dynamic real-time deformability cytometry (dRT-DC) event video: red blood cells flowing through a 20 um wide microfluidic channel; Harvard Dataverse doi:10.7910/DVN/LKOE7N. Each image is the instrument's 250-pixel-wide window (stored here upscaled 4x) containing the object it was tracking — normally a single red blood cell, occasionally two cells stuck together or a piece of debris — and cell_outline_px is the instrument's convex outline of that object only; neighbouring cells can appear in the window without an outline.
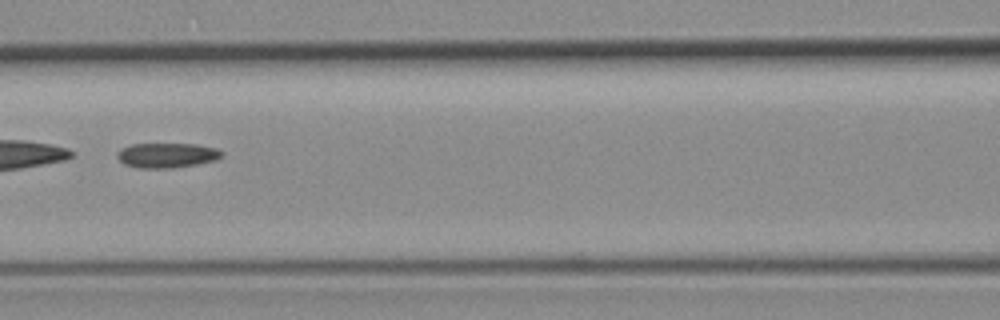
{"species": "common noctule bat (a hibernating species)", "species_latin": "Nyctalus noctula", "temperature_condition": "room temperature", "stored_images_in_passage": 51, "segment_of_instrument_passage": [2, 2], "camera_frame_rate_fps": 3000, "um_per_image_px": 0.085, "animal": {"sex": "female", "body_mass_g": 19.3, "forearm_length_mm": 54.1}, "frame": {"image": 1, "passage_image": 24, "time_ms": 7.667, "image_size_px": [1000, 320], "cell_outline_px": [[224, 152], [216, 160], [196, 164], [172, 168], [140, 168], [124, 164], [116, 156], [116, 152], [120, 148], [132, 144], [196, 144], [216, 148]], "centroid_in_image_um": [14.16, 13.19], "position_along_channel_um": 152.4, "area_um2": 15.14}}
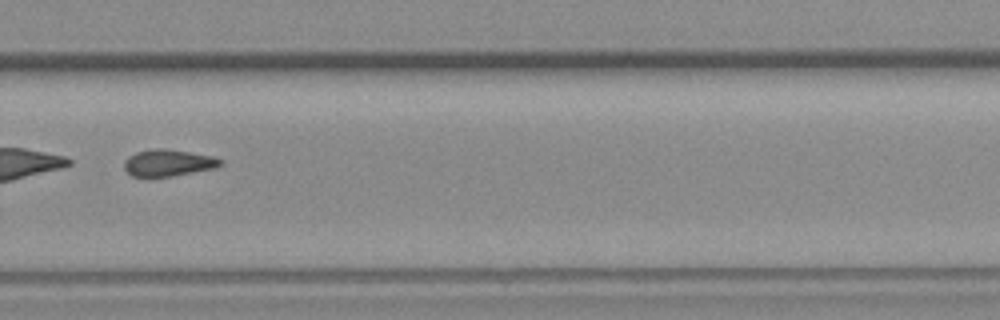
{"frame": {"image": 2, "passage_image": 37, "time_ms": 12.0, "image_size_px": [1000, 320], "cell_outline_px": [[224, 164], [216, 168], [152, 180], [132, 176], [124, 168], [124, 160], [128, 156], [136, 152], [152, 148], [164, 148], [212, 156], [224, 160]], "centroid_in_image_um": [14.27, 13.88], "position_along_channel_um": 315.5, "area_um2": 15.66}}